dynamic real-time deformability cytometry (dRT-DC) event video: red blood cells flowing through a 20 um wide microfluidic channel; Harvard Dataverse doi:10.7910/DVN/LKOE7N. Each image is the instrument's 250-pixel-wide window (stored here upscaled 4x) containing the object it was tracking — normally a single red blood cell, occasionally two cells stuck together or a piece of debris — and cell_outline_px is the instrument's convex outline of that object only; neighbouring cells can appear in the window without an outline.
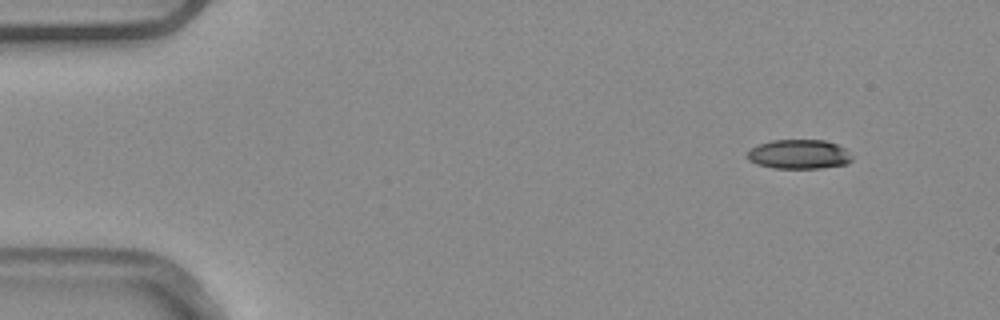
{"species": "common noctule bat (a hibernating species)", "species_latin": "Nyctalus noctula", "temperature_condition": "warm", "stored_images_in_passage": 4, "camera_frame_rate_fps": 3000, "um_per_image_px": 0.085, "animal": {"sex": "male", "body_mass_g": 20.4}, "frame": {"image": 1, "passage_image": 1, "time_ms": 0.0, "image_size_px": [1000, 320], "cell_outline_px": [[852, 160], [848, 164], [820, 168], [772, 168], [756, 164], [748, 160], [748, 152], [756, 144], [772, 140], [824, 140], [836, 144], [844, 148], [852, 156]], "centroid_in_image_um": [67.9, 13.11], "position_along_channel_um": 17.1, "area_um2": 17.98}}
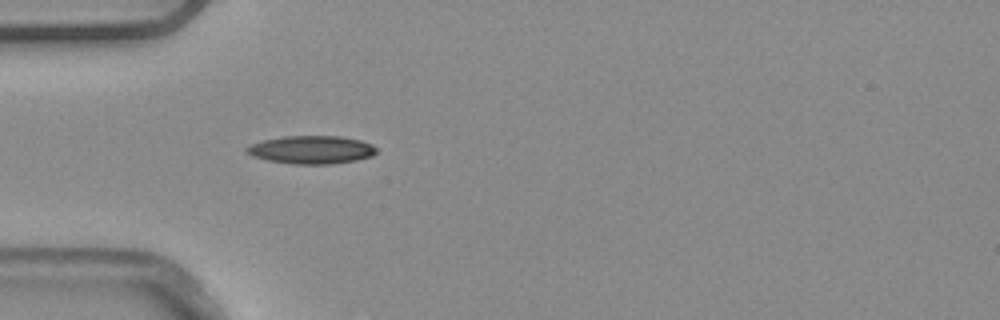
{"frame": {"image": 2, "passage_image": 4, "time_ms": 1.0, "image_size_px": [1000, 320], "cell_outline_px": [[376, 152], [372, 156], [356, 160], [332, 164], [292, 164], [268, 160], [252, 156], [244, 148], [252, 144], [264, 140], [284, 136], [340, 136], [360, 140], [372, 144], [376, 148]], "centroid_in_image_um": [26.49, 12.73], "position_along_channel_um": 58.5, "area_um2": 21.15}}